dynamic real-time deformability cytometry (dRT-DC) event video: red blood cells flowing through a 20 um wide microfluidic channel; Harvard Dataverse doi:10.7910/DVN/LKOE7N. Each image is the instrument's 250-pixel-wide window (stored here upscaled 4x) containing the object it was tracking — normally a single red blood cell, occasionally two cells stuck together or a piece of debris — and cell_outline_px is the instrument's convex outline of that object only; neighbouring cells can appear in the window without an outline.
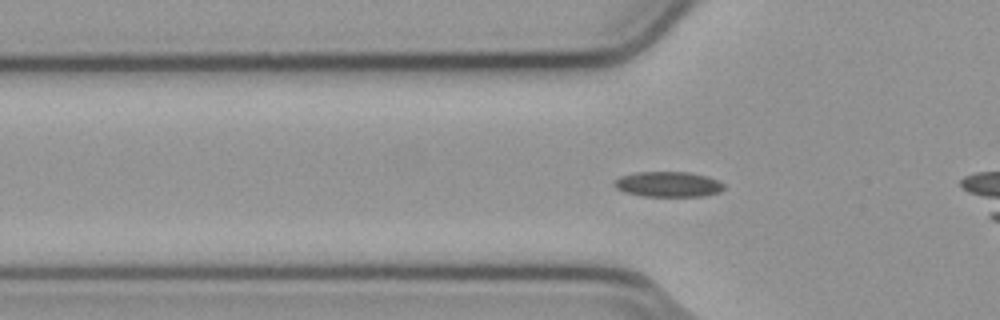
{"species": "common noctule bat (a hibernating species)", "species_latin": "Nyctalus noctula", "temperature_condition": "cold", "stored_images_in_passage": 38, "camera_frame_rate_fps": 3000, "um_per_image_px": 0.085, "animal": {"sex": "male", "body_mass_g": 23.1, "forearm_length_mm": 52.7}, "frame": {"image": 1, "passage_image": 11, "time_ms": 3.333, "image_size_px": [1000, 320], "cell_outline_px": [[724, 188], [720, 192], [704, 196], [644, 196], [624, 192], [616, 188], [612, 184], [620, 176], [636, 172], [688, 172], [708, 176], [724, 184]], "centroid_in_image_um": [56.79, 15.66], "position_along_channel_um": 69.0, "area_um2": 16.18}}
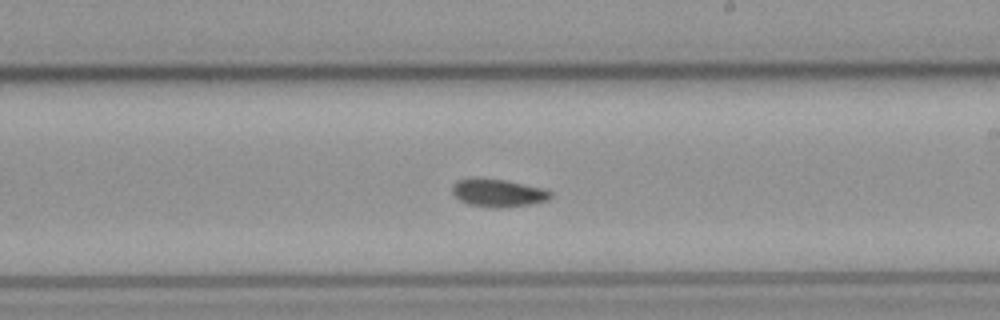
{"frame": {"image": 2, "passage_image": 25, "time_ms": 8.0, "image_size_px": [1000, 320], "cell_outline_px": [[552, 196], [548, 200], [528, 204], [500, 208], [492, 208], [468, 204], [460, 200], [452, 192], [452, 184], [456, 180], [472, 176], [476, 176], [504, 180], [544, 188], [552, 192]], "centroid_in_image_um": [42.29, 16.37], "position_along_channel_um": 246.7, "area_um2": 16.24}}
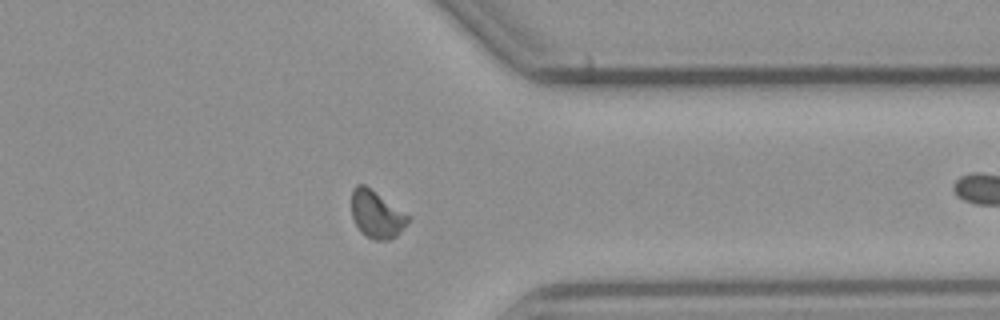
{"frame": {"image": 3, "passage_image": 36, "time_ms": 11.667, "image_size_px": [1000, 320], "cell_outline_px": [[412, 216], [400, 232], [396, 236], [388, 240], [376, 240], [360, 232], [352, 216], [352, 188], [356, 184], [364, 184]], "centroid_in_image_um": [32.02, 18.2], "position_along_channel_um": 379.4, "area_um2": 15.61}}